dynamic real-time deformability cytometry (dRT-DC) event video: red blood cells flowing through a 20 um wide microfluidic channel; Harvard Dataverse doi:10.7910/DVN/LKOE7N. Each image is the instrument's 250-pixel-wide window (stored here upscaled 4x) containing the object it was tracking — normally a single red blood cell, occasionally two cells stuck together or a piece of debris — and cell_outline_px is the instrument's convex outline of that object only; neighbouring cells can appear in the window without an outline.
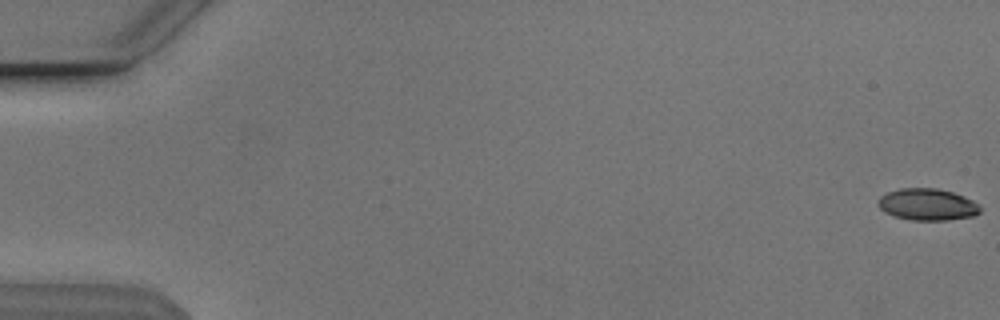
{"species": "Egyptian fruit bat (a non-hibernating species)", "species_latin": "Rousettus aegyptiacus", "temperature_condition": "cold", "stored_images_in_passage": 17, "camera_frame_rate_fps": 3000, "um_per_image_px": 0.085, "animal": {"sex": "male"}, "frame": {"image": 1, "passage_image": 1, "time_ms": 0.0, "image_size_px": [1000, 320], "cell_outline_px": [[980, 212], [972, 216], [948, 220], [908, 220], [892, 216], [884, 212], [880, 208], [880, 196], [888, 192], [900, 188], [936, 188], [952, 192], [964, 196], [972, 200], [980, 208]], "centroid_in_image_um": [78.81, 17.39], "position_along_channel_um": 6.2, "area_um2": 18.79}}
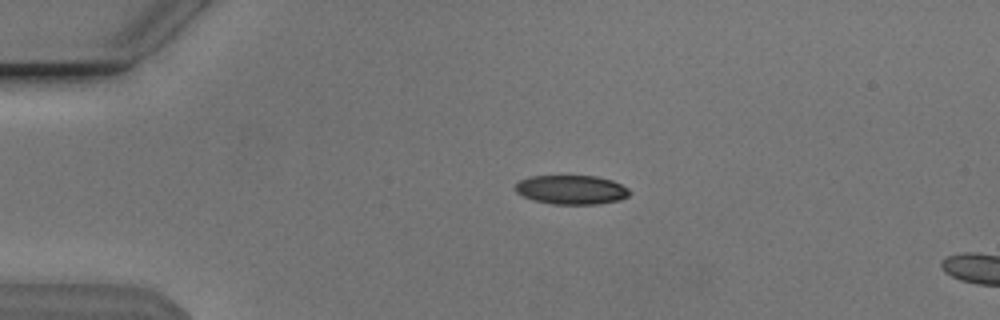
{"frame": {"image": 2, "passage_image": 13, "time_ms": 4.0, "image_size_px": [1000, 320], "cell_outline_px": [[632, 192], [628, 196], [620, 200], [596, 204], [552, 204], [536, 200], [524, 196], [516, 192], [516, 184], [520, 180], [532, 176], [596, 176], [612, 180], [628, 188]], "centroid_in_image_um": [48.61, 16.12], "position_along_channel_um": 36.4, "area_um2": 19.25}}